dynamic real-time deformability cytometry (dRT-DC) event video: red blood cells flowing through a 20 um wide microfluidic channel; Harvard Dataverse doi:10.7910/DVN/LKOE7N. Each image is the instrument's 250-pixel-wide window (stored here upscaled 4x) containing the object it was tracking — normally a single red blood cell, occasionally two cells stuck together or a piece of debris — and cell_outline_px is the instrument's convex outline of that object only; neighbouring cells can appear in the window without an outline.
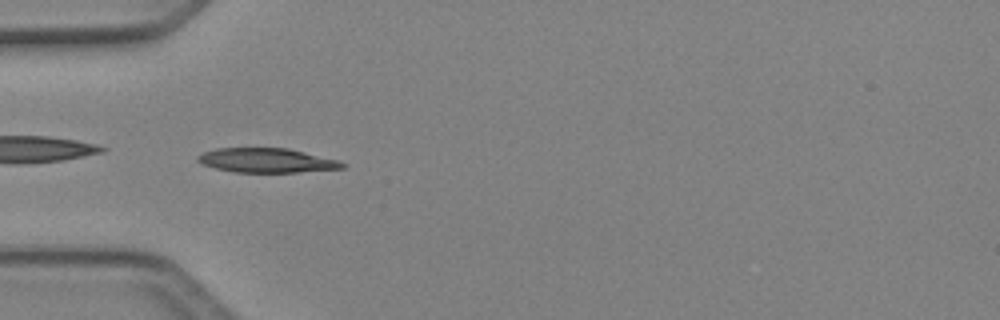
{"species": "Egyptian fruit bat (a non-hibernating species)", "species_latin": "Rousettus aegyptiacus", "temperature_condition": "cold", "stored_images_in_passage": 35, "camera_frame_rate_fps": 3000, "um_per_image_px": 0.085, "animal": {"sex": "female"}, "frame": {"image": 1, "passage_image": 1, "time_ms": 0.0, "image_size_px": [1000, 320], "cell_outline_px": [[348, 164], [344, 168], [296, 172], [232, 172], [216, 168], [204, 164], [196, 160], [196, 156], [204, 152], [216, 148], [288, 148], [336, 160]], "centroid_in_image_um": [22.64, 13.63], "position_along_channel_um": 62.4, "area_um2": 20.35}}
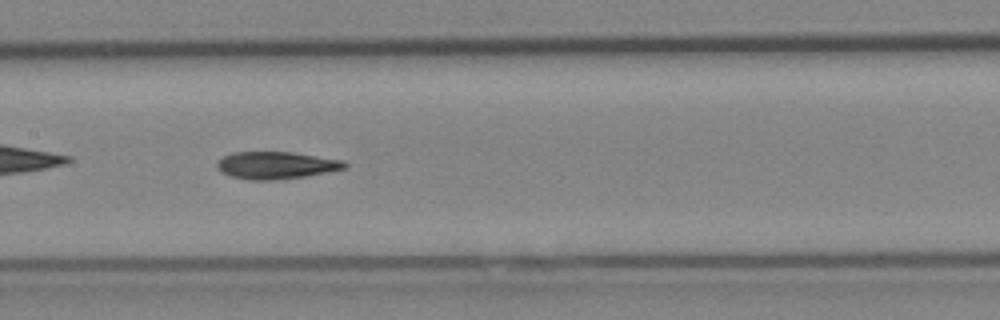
{"frame": {"image": 2, "passage_image": 10, "time_ms": 3.0, "image_size_px": [1000, 320], "cell_outline_px": [[348, 168], [304, 176], [276, 180], [248, 180], [232, 176], [220, 172], [216, 168], [216, 164], [224, 156], [232, 152], [292, 152], [344, 160], [348, 164]], "centroid_in_image_um": [23.48, 14.05], "position_along_channel_um": 183.9, "area_um2": 20.35}}
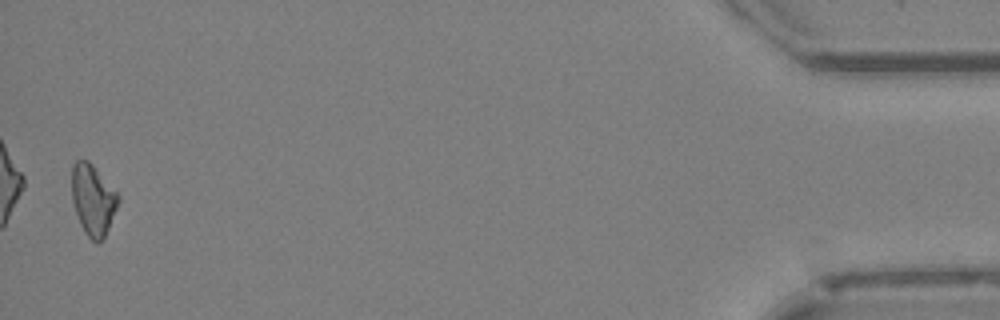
{"frame": {"image": 3, "passage_image": 34, "time_ms": 11.0, "image_size_px": [1000, 320], "cell_outline_px": [[120, 200], [108, 228], [104, 236], [96, 244], [84, 232], [80, 224], [72, 200], [72, 164], [76, 160], [88, 160], [92, 164], [120, 196]], "centroid_in_image_um": [7.89, 16.97], "position_along_channel_um": 427.3, "area_um2": 18.96}, "authors_computed_cell_mechanics": {"area_um2": 19.941, "velocity_mm_per_s": 4.1508, "shape_relaxation_time_tau1_ms": 4.9049, "shape_relaxation_time_tau2_ms": 7.8574, "deformation_change_tau1": 0.1401, "deformation_change_tau2": 0.1644}}